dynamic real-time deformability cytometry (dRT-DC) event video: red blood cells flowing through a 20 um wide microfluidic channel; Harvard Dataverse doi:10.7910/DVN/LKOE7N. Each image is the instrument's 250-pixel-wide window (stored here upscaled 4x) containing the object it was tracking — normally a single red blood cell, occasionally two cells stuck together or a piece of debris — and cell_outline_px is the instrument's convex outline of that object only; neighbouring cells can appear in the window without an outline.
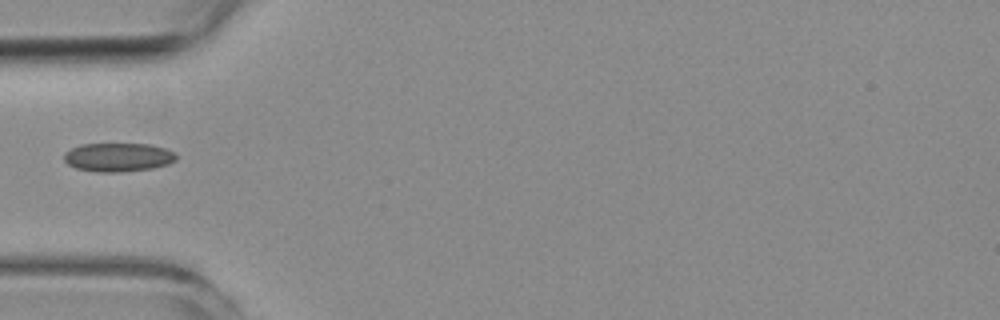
{"species": "common noctule bat (a hibernating species)", "species_latin": "Nyctalus noctula", "temperature_condition": "room temperature", "stored_images_in_passage": 2, "camera_frame_rate_fps": 3000, "um_per_image_px": 0.085, "animal": {"sex": "female", "body_mass_g": 19.3, "forearm_length_mm": 54.1}, "frame": {"image": 1, "passage_image": 1, "time_ms": 0.0, "image_size_px": [1000, 320], "cell_outline_px": [[176, 160], [168, 164], [152, 168], [120, 172], [96, 172], [76, 168], [68, 164], [64, 160], [64, 152], [80, 144], [148, 144], [164, 148], [172, 152], [176, 156]], "centroid_in_image_um": [10.0, 13.37], "position_along_channel_um": 75.0, "area_um2": 18.67}}
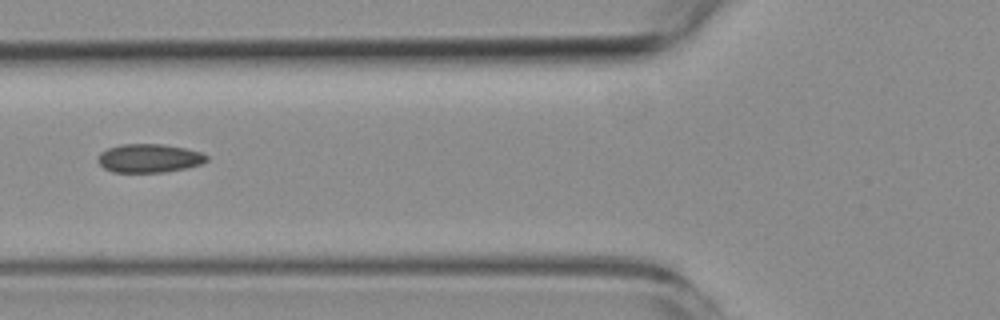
{"frame": {"image": 2, "passage_image": 2, "time_ms": 1.0, "image_size_px": [1000, 320], "cell_outline_px": [[208, 160], [200, 164], [188, 168], [164, 172], [112, 172], [104, 168], [96, 160], [96, 156], [100, 152], [108, 148], [120, 144], [164, 144], [184, 148], [200, 152], [208, 156]], "centroid_in_image_um": [12.65, 13.45], "position_along_channel_um": 113.2, "area_um2": 18.26}}